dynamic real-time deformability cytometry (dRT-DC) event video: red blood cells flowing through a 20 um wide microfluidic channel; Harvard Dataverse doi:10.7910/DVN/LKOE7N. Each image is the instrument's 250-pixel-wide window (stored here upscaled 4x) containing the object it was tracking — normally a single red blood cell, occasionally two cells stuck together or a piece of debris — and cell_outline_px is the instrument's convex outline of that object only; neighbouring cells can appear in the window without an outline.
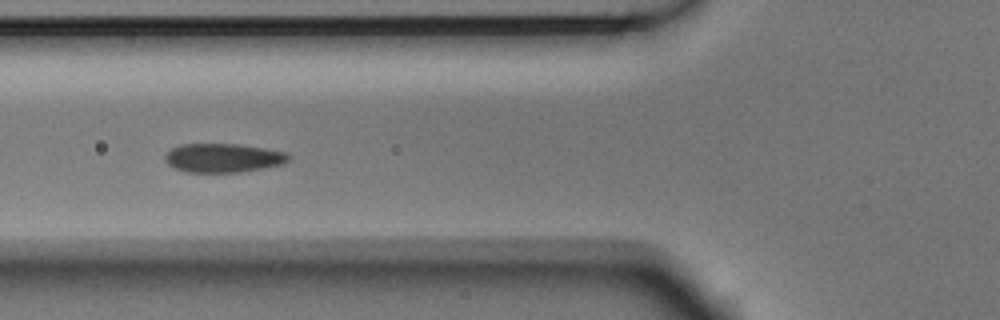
{"species": "Egyptian fruit bat (a non-hibernating species)", "species_latin": "Rousettus aegyptiacus", "temperature_condition": "room temperature", "stored_images_in_passage": 10, "camera_frame_rate_fps": 3000, "um_per_image_px": 0.085, "animal": {"sex": "male"}, "frame": {"image": 1, "passage_image": 5, "time_ms": 1.333, "image_size_px": [1000, 320], "cell_outline_px": [[288, 160], [280, 164], [240, 172], [184, 172], [168, 164], [164, 160], [164, 156], [172, 148], [180, 144], [240, 144], [288, 152]], "centroid_in_image_um": [18.92, 13.41], "position_along_channel_um": 106.9, "area_um2": 20.63}}
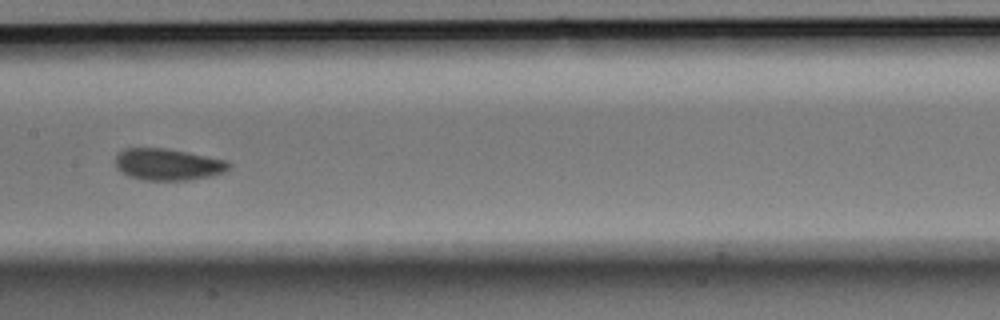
{"frame": {"image": 2, "passage_image": 7, "time_ms": 2.0, "image_size_px": [1000, 320], "cell_outline_px": [[232, 164], [224, 172], [212, 176], [184, 180], [144, 180], [128, 176], [120, 172], [116, 168], [116, 156], [124, 148], [164, 148], [188, 152], [228, 160]], "centroid_in_image_um": [14.27, 13.97], "position_along_channel_um": 193.1, "area_um2": 21.04}}
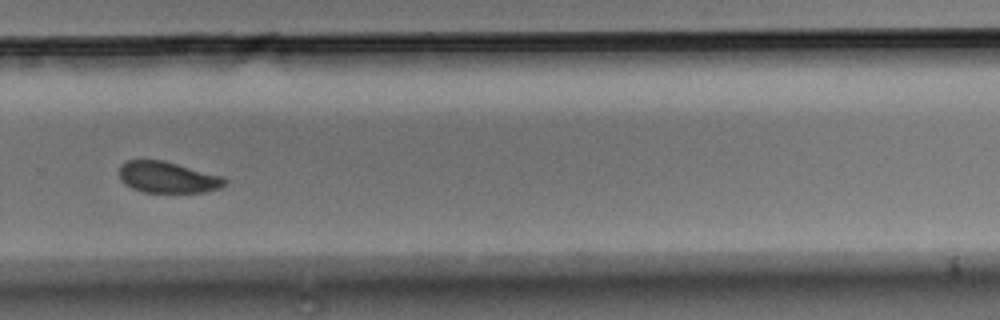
{"frame": {"image": 3, "passage_image": 10, "time_ms": 3.0, "image_size_px": [1000, 320], "cell_outline_px": [[228, 180], [220, 188], [204, 192], [144, 192], [132, 188], [120, 180], [120, 164], [128, 160], [164, 160], [220, 176]], "centroid_in_image_um": [14.22, 15.07], "position_along_channel_um": 315.6, "area_um2": 19.02}}